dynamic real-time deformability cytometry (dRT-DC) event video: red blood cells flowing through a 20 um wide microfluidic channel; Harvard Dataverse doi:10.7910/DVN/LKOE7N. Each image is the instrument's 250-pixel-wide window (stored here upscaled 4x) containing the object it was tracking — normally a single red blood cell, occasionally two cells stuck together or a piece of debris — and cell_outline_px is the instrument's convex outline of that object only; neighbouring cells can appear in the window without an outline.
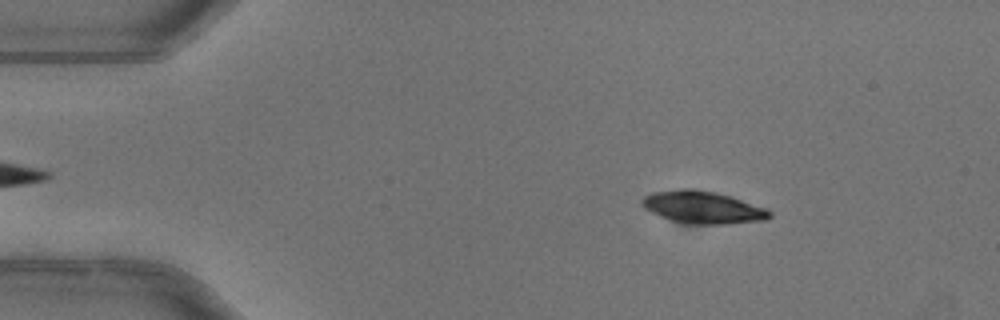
{"species": "common noctule bat (a hibernating species)", "species_latin": "Nyctalus noctula", "temperature_condition": "warm", "stored_images_in_passage": 50, "camera_frame_rate_fps": 3000, "um_per_image_px": 0.085, "animal": {"sex": "female"}, "frame": {"image": 1, "passage_image": 7, "time_ms": 2.0, "image_size_px": [1000, 320], "cell_outline_px": [[772, 216], [764, 220], [724, 224], [688, 224], [672, 220], [660, 216], [644, 208], [640, 204], [640, 200], [644, 196], [652, 192], [680, 188], [692, 188], [716, 192], [732, 196], [768, 208], [772, 212]], "centroid_in_image_um": [59.74, 17.61], "position_along_channel_um": 25.3, "area_um2": 24.39}}
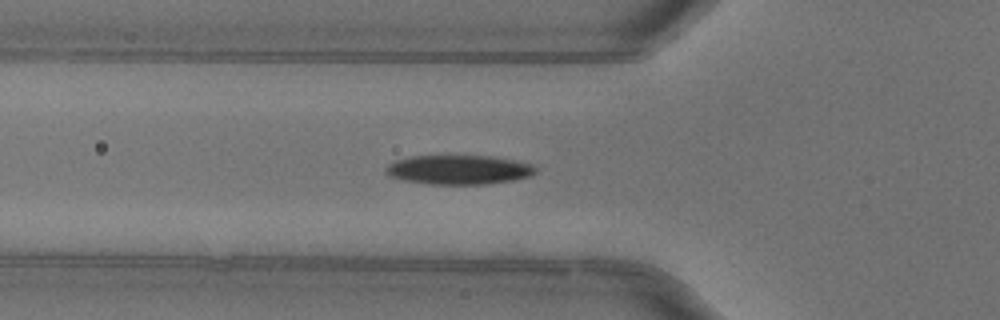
{"frame": {"image": 2, "passage_image": 17, "time_ms": 5.333, "image_size_px": [1000, 320], "cell_outline_px": [[536, 172], [532, 176], [512, 180], [488, 184], [428, 184], [404, 180], [388, 176], [384, 172], [384, 168], [388, 164], [396, 160], [412, 156], [492, 156], [532, 164], [536, 168]], "centroid_in_image_um": [38.97, 14.43], "position_along_channel_um": 86.8, "area_um2": 25.61}, "authors_computed_cell_mechanics": {"area_um2": 24.8829, "velocity_mm_per_s": 4.0224, "shape_relaxation_time_tau1_ms": 4.5756, "shape_relaxation_time_tau2_ms": null, "deformation_change_tau1": 0.1873, "deformation_change_tau2": null}}